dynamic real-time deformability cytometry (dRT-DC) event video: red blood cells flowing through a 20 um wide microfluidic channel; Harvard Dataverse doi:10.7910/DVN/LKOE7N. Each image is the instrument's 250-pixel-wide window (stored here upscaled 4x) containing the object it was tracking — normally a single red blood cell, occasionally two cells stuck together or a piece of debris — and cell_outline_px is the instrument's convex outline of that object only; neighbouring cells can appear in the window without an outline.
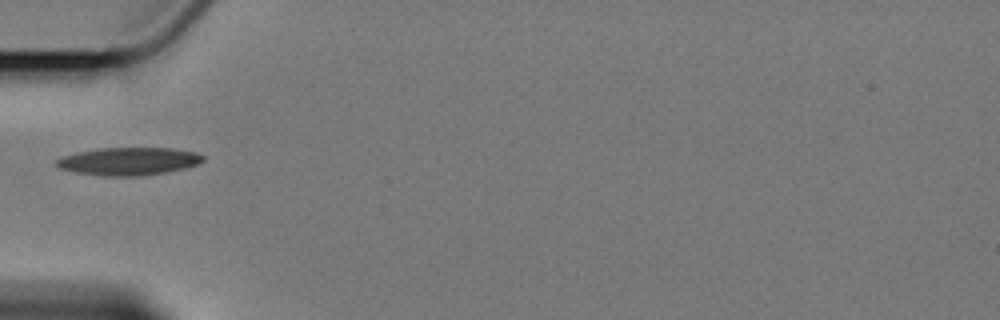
{"species": "Egyptian fruit bat (a non-hibernating species)", "species_latin": "Rousettus aegyptiacus", "temperature_condition": "cold", "stored_images_in_passage": 2, "camera_frame_rate_fps": 3000, "um_per_image_px": 0.085, "animal": {"sex": "female"}, "frame": {"image": 1, "passage_image": 2, "time_ms": 2.333, "image_size_px": [1000, 320], "cell_outline_px": [[204, 160], [196, 164], [184, 168], [164, 172], [140, 176], [104, 176], [76, 172], [60, 168], [56, 164], [56, 160], [60, 156], [76, 152], [100, 148], [172, 148], [196, 152], [204, 156]], "centroid_in_image_um": [10.91, 13.7], "position_along_channel_um": 74.1, "area_um2": 23.64}}